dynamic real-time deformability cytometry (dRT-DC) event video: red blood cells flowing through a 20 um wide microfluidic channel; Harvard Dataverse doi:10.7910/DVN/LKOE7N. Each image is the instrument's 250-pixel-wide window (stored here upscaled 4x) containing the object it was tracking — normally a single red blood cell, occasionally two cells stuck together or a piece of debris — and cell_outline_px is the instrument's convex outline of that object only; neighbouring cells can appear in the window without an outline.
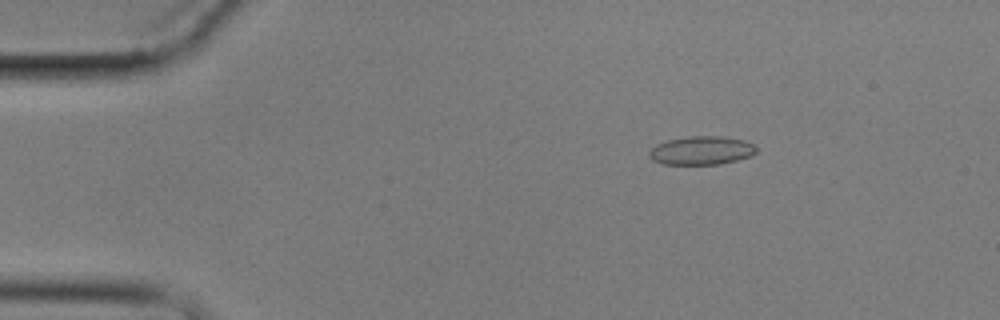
{"species": "common noctule bat (a hibernating species)", "species_latin": "Nyctalus noctula", "temperature_condition": "cold", "stored_images_in_passage": 5, "camera_frame_rate_fps": 3000, "um_per_image_px": 0.085, "animal": {"sex": "male", "body_mass_g": 17.9}, "frame": {"image": 1, "passage_image": 2, "time_ms": 1.0, "image_size_px": [1000, 320], "cell_outline_px": [[756, 152], [752, 156], [720, 164], [664, 164], [652, 160], [648, 156], [648, 152], [656, 144], [668, 140], [688, 136], [720, 136], [744, 140], [752, 144], [756, 148]], "centroid_in_image_um": [59.61, 12.79], "position_along_channel_um": 25.4, "area_um2": 17.8}}